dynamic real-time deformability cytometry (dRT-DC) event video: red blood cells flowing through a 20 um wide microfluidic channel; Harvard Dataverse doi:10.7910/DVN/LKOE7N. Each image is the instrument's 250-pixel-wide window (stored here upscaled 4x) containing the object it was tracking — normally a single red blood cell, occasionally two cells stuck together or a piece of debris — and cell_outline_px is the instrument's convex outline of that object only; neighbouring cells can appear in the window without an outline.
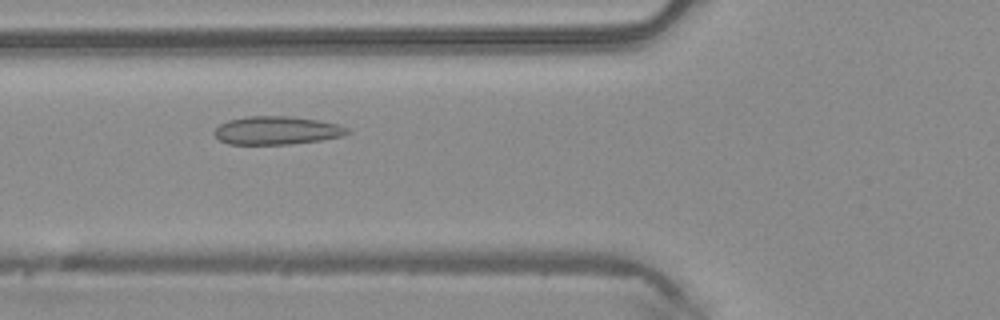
{"species": "common noctule bat (a hibernating species)", "species_latin": "Nyctalus noctula", "temperature_condition": "warm", "stored_images_in_passage": 46, "camera_frame_rate_fps": 3000, "um_per_image_px": 0.085, "animal": {"sex": "male", "body_mass_g": 20.4}, "frame": {"image": 1, "passage_image": 15, "time_ms": 4.667, "image_size_px": [1000, 320], "cell_outline_px": [[352, 132], [344, 136], [320, 140], [288, 144], [228, 144], [220, 140], [212, 132], [220, 124], [228, 120], [248, 116], [292, 116], [316, 120], [336, 124], [348, 128]], "centroid_in_image_um": [23.52, 11.08], "position_along_channel_um": 102.3, "area_um2": 21.85}}
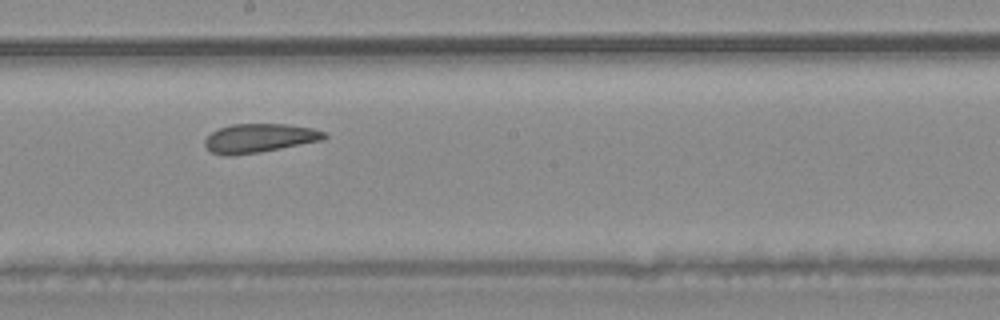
{"frame": {"image": 2, "passage_image": 24, "time_ms": 7.667, "image_size_px": [1000, 320], "cell_outline_px": [[328, 136], [324, 140], [260, 152], [228, 156], [224, 156], [212, 152], [204, 144], [204, 140], [212, 132], [220, 128], [232, 124], [288, 124], [312, 128], [324, 132]], "centroid_in_image_um": [22.06, 11.74], "position_along_channel_um": 226.1, "area_um2": 20.06}}
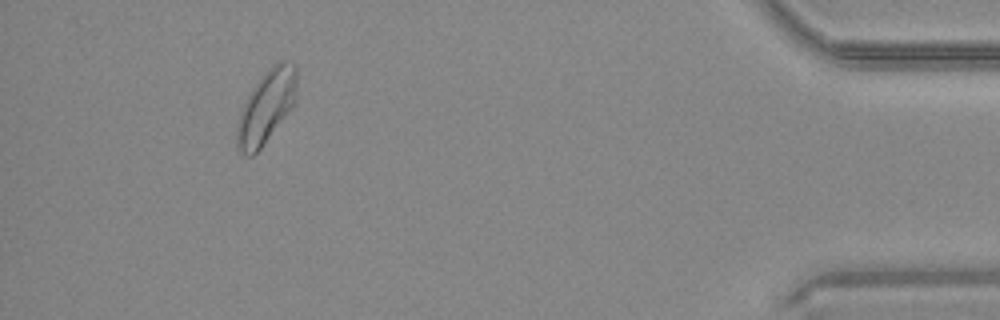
{"frame": {"image": 3, "passage_image": 42, "time_ms": 13.667, "image_size_px": [1000, 320], "cell_outline_px": [[296, 100], [260, 148], [252, 156], [248, 156], [236, 144], [236, 128], [240, 112], [252, 88], [268, 68], [272, 64], [280, 60], [284, 60], [296, 64]], "centroid_in_image_um": [22.64, 9.01], "position_along_channel_um": 412.6, "area_um2": 24.8}, "authors_computed_cell_mechanics": {"area_um2": 22.2241, "velocity_mm_per_s": 4.1274, "shape_relaxation_time_tau1_ms": null, "shape_relaxation_time_tau2_ms": 1.6555, "deformation_change_tau1": null, "deformation_change_tau2": 0.0602}}